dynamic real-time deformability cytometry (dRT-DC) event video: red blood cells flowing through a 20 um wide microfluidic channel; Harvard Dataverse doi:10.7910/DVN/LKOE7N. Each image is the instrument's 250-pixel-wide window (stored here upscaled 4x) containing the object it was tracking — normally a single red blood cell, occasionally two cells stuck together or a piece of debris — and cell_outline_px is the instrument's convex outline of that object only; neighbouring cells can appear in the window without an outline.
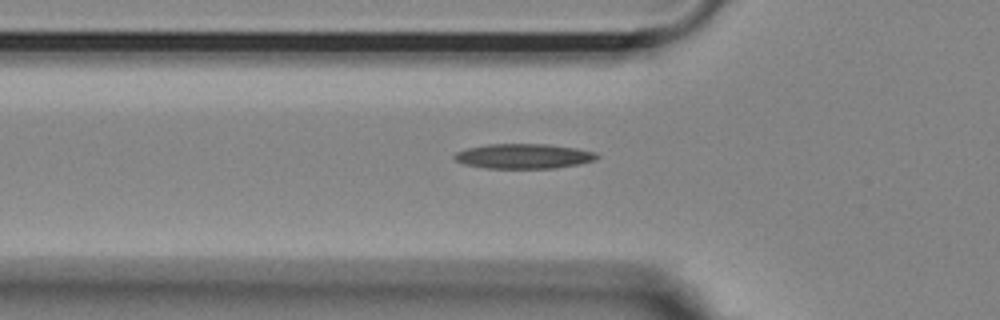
{"species": "Egyptian fruit bat (a non-hibernating species)", "species_latin": "Rousettus aegyptiacus", "temperature_condition": "room temperature", "stored_images_in_passage": 37, "camera_frame_rate_fps": 3000, "um_per_image_px": 0.085, "animal": {"sex": "female"}, "frame": {"image": 1, "passage_image": 2, "time_ms": 0.333, "image_size_px": [1000, 320], "cell_outline_px": [[600, 156], [596, 160], [556, 168], [484, 168], [464, 164], [456, 160], [452, 156], [456, 152], [464, 148], [488, 144], [548, 144], [576, 148], [596, 152]], "centroid_in_image_um": [44.49, 13.27], "position_along_channel_um": 81.3, "area_um2": 20.75}}
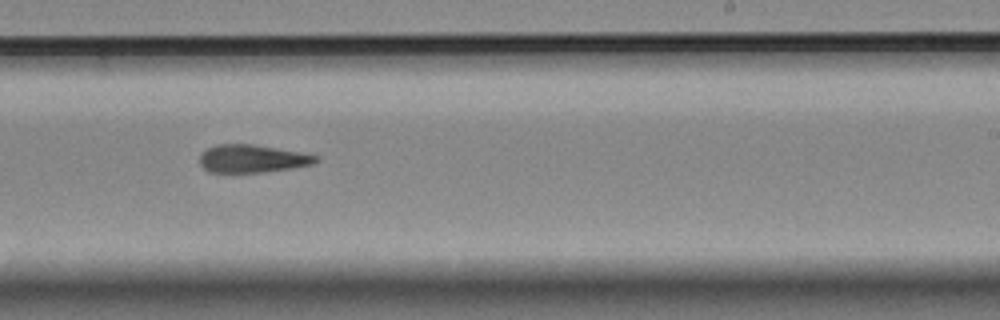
{"frame": {"image": 2, "passage_image": 17, "time_ms": 5.333, "image_size_px": [1000, 320], "cell_outline_px": [[320, 160], [312, 164], [264, 172], [208, 172], [200, 164], [200, 156], [208, 148], [216, 144], [252, 144], [300, 152], [320, 156]], "centroid_in_image_um": [21.45, 13.48], "position_along_channel_um": 267.6, "area_um2": 18.67}}
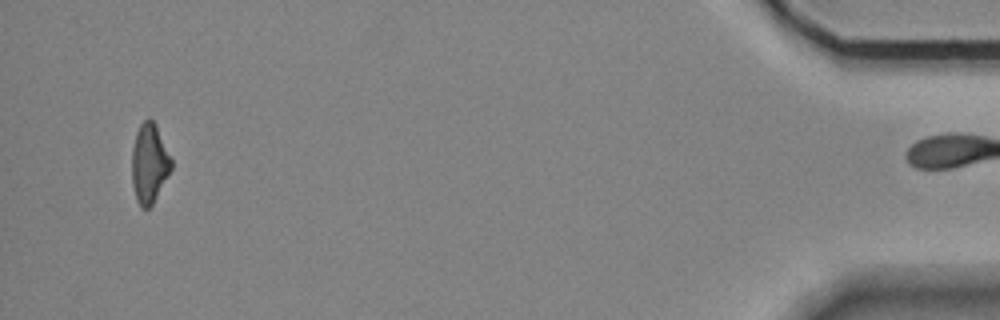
{"frame": {"image": 3, "passage_image": 36, "time_ms": 11.667, "image_size_px": [1000, 320], "cell_outline_px": [[172, 168], [152, 204], [148, 208], [140, 208], [136, 200], [132, 184], [132, 148], [136, 132], [140, 124], [148, 116], [156, 124], [172, 160]], "centroid_in_image_um": [12.68, 13.87], "position_along_channel_um": 422.5, "area_um2": 18.26}, "authors_computed_cell_mechanics": {"area_um2": 19.5364, "velocity_mm_per_s": 3.7121, "shape_relaxation_time_tau1_ms": null, "shape_relaxation_time_tau2_ms": 11.1209, "deformation_change_tau1": null, "deformation_change_tau2": 0.292}}